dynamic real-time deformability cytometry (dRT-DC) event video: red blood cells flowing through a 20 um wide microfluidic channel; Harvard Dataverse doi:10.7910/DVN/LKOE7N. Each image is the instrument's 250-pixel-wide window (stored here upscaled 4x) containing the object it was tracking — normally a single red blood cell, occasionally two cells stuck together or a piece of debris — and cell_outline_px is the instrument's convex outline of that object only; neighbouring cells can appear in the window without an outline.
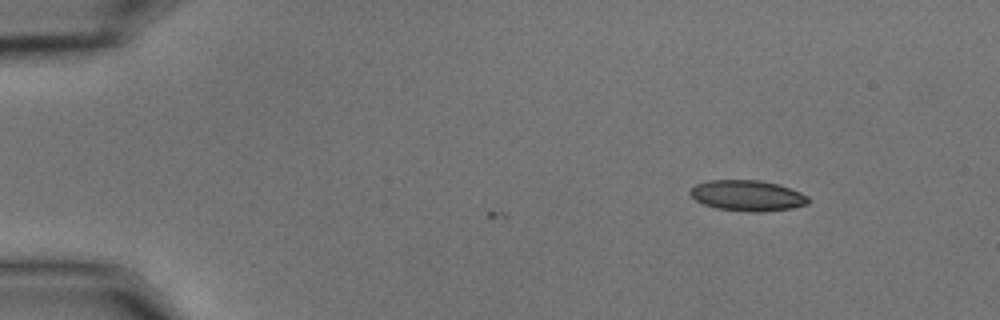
{"species": "common noctule bat (a hibernating species)", "species_latin": "Nyctalus noctula", "temperature_condition": "cold", "stored_images_in_passage": 2, "camera_frame_rate_fps": 3000, "um_per_image_px": 0.085, "animal": {"sex": "male", "body_mass_g": 15.6}, "frame": {"image": 1, "passage_image": 2, "time_ms": 0.333, "image_size_px": [1000, 320], "cell_outline_px": [[812, 200], [808, 204], [792, 208], [764, 212], [748, 212], [716, 208], [704, 204], [696, 200], [688, 192], [696, 184], [708, 180], [760, 180], [776, 184], [800, 192], [808, 196]], "centroid_in_image_um": [63.55, 16.63], "position_along_channel_um": 21.5, "area_um2": 21.21}}